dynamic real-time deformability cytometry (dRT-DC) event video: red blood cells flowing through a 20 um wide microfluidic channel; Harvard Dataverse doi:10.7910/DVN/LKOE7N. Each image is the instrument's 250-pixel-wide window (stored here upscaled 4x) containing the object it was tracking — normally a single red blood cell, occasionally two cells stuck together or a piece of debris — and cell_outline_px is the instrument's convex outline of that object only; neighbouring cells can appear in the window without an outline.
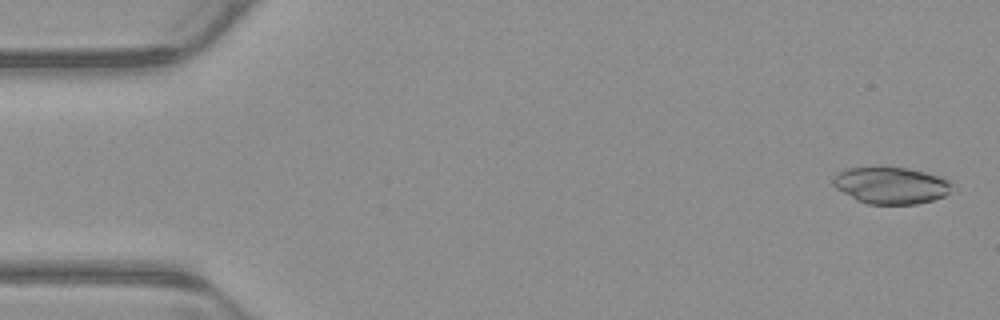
{"species": "common noctule bat (a hibernating species)", "species_latin": "Nyctalus noctula", "temperature_condition": "warm", "stored_images_in_passage": 5, "camera_frame_rate_fps": 3000, "um_per_image_px": 0.085, "animal": {"sex": "male", "body_mass_g": 23.1, "forearm_length_mm": 52.7}, "frame": {"image": 1, "passage_image": 1, "time_ms": 0.0, "image_size_px": [1000, 320], "cell_outline_px": [[952, 184], [948, 192], [944, 196], [932, 200], [916, 204], [868, 204], [856, 200], [836, 188], [832, 184], [832, 180], [840, 172], [848, 168], [908, 168], [940, 176], [952, 180]], "centroid_in_image_um": [75.75, 15.77], "position_along_channel_um": 9.2, "area_um2": 25.2}}
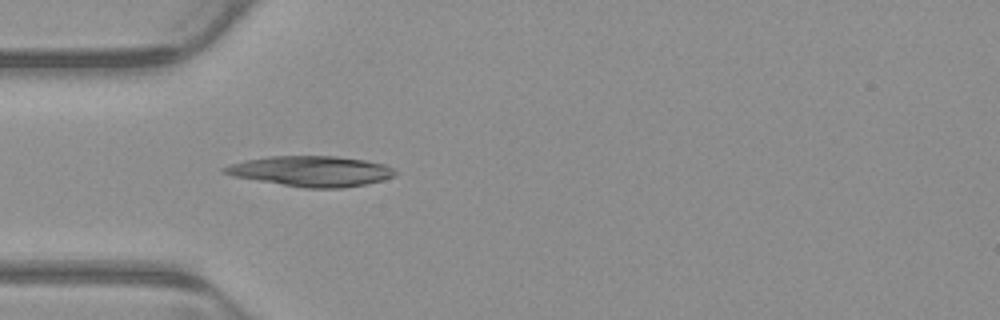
{"frame": {"image": 2, "passage_image": 5, "time_ms": 1.333, "image_size_px": [1000, 320], "cell_outline_px": [[396, 176], [384, 180], [344, 188], [304, 188], [232, 176], [224, 172], [220, 168], [228, 164], [244, 160], [268, 156], [336, 156], [364, 160], [384, 164], [392, 168], [396, 172]], "centroid_in_image_um": [26.43, 14.55], "position_along_channel_um": 58.6, "area_um2": 30.35}}